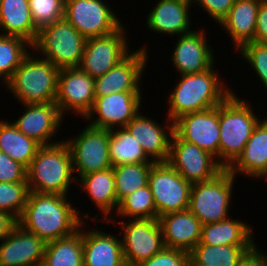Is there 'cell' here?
<instances>
[{
  "instance_id": "31",
  "label": "cell",
  "mask_w": 267,
  "mask_h": 266,
  "mask_svg": "<svg viewBox=\"0 0 267 266\" xmlns=\"http://www.w3.org/2000/svg\"><path fill=\"white\" fill-rule=\"evenodd\" d=\"M40 144L24 135L12 122L0 120V150L28 168Z\"/></svg>"
},
{
  "instance_id": "9",
  "label": "cell",
  "mask_w": 267,
  "mask_h": 266,
  "mask_svg": "<svg viewBox=\"0 0 267 266\" xmlns=\"http://www.w3.org/2000/svg\"><path fill=\"white\" fill-rule=\"evenodd\" d=\"M86 126L79 135L65 140L72 155L74 174L78 175L76 180L113 167L109 158L110 130Z\"/></svg>"
},
{
  "instance_id": "1",
  "label": "cell",
  "mask_w": 267,
  "mask_h": 266,
  "mask_svg": "<svg viewBox=\"0 0 267 266\" xmlns=\"http://www.w3.org/2000/svg\"><path fill=\"white\" fill-rule=\"evenodd\" d=\"M68 198L65 195L30 191L18 225L46 243L73 235L85 222L84 219L91 216L88 212L79 215L82 213L74 208Z\"/></svg>"
},
{
  "instance_id": "37",
  "label": "cell",
  "mask_w": 267,
  "mask_h": 266,
  "mask_svg": "<svg viewBox=\"0 0 267 266\" xmlns=\"http://www.w3.org/2000/svg\"><path fill=\"white\" fill-rule=\"evenodd\" d=\"M29 188L27 182H0V210L19 219L24 211Z\"/></svg>"
},
{
  "instance_id": "4",
  "label": "cell",
  "mask_w": 267,
  "mask_h": 266,
  "mask_svg": "<svg viewBox=\"0 0 267 266\" xmlns=\"http://www.w3.org/2000/svg\"><path fill=\"white\" fill-rule=\"evenodd\" d=\"M253 105L233 92L219 104V164L228 169L241 155L260 121Z\"/></svg>"
},
{
  "instance_id": "25",
  "label": "cell",
  "mask_w": 267,
  "mask_h": 266,
  "mask_svg": "<svg viewBox=\"0 0 267 266\" xmlns=\"http://www.w3.org/2000/svg\"><path fill=\"white\" fill-rule=\"evenodd\" d=\"M77 183L102 213V219L100 218L99 221L110 222L115 225L117 223L116 217L112 218V216H109L111 211L114 212V209L116 212L119 205L116 196L113 167L84 175Z\"/></svg>"
},
{
  "instance_id": "7",
  "label": "cell",
  "mask_w": 267,
  "mask_h": 266,
  "mask_svg": "<svg viewBox=\"0 0 267 266\" xmlns=\"http://www.w3.org/2000/svg\"><path fill=\"white\" fill-rule=\"evenodd\" d=\"M234 180L236 177L224 169L212 180L192 183L188 209L202 225L229 218Z\"/></svg>"
},
{
  "instance_id": "26",
  "label": "cell",
  "mask_w": 267,
  "mask_h": 266,
  "mask_svg": "<svg viewBox=\"0 0 267 266\" xmlns=\"http://www.w3.org/2000/svg\"><path fill=\"white\" fill-rule=\"evenodd\" d=\"M261 0H235L220 27L231 37L235 50L255 39L257 13Z\"/></svg>"
},
{
  "instance_id": "10",
  "label": "cell",
  "mask_w": 267,
  "mask_h": 266,
  "mask_svg": "<svg viewBox=\"0 0 267 266\" xmlns=\"http://www.w3.org/2000/svg\"><path fill=\"white\" fill-rule=\"evenodd\" d=\"M115 14L103 0H65L64 18L86 39L116 31L122 22Z\"/></svg>"
},
{
  "instance_id": "12",
  "label": "cell",
  "mask_w": 267,
  "mask_h": 266,
  "mask_svg": "<svg viewBox=\"0 0 267 266\" xmlns=\"http://www.w3.org/2000/svg\"><path fill=\"white\" fill-rule=\"evenodd\" d=\"M123 25L110 34L86 40L79 65L83 72L93 78L102 76L131 52L127 44V29Z\"/></svg>"
},
{
  "instance_id": "20",
  "label": "cell",
  "mask_w": 267,
  "mask_h": 266,
  "mask_svg": "<svg viewBox=\"0 0 267 266\" xmlns=\"http://www.w3.org/2000/svg\"><path fill=\"white\" fill-rule=\"evenodd\" d=\"M166 123V127L164 125L162 127V124L156 122L152 117L145 116L139 112L125 126L141 145L145 154L155 163L167 162L169 159L174 122L167 118Z\"/></svg>"
},
{
  "instance_id": "14",
  "label": "cell",
  "mask_w": 267,
  "mask_h": 266,
  "mask_svg": "<svg viewBox=\"0 0 267 266\" xmlns=\"http://www.w3.org/2000/svg\"><path fill=\"white\" fill-rule=\"evenodd\" d=\"M95 101V78L79 67L63 68L58 73L55 104L64 117L68 111L85 118Z\"/></svg>"
},
{
  "instance_id": "15",
  "label": "cell",
  "mask_w": 267,
  "mask_h": 266,
  "mask_svg": "<svg viewBox=\"0 0 267 266\" xmlns=\"http://www.w3.org/2000/svg\"><path fill=\"white\" fill-rule=\"evenodd\" d=\"M141 95V92H119L95 97L94 105L85 119L90 121L88 125L96 128H123L140 112Z\"/></svg>"
},
{
  "instance_id": "6",
  "label": "cell",
  "mask_w": 267,
  "mask_h": 266,
  "mask_svg": "<svg viewBox=\"0 0 267 266\" xmlns=\"http://www.w3.org/2000/svg\"><path fill=\"white\" fill-rule=\"evenodd\" d=\"M86 38L65 18L46 25L39 30L32 50L53 63L59 70L79 67Z\"/></svg>"
},
{
  "instance_id": "3",
  "label": "cell",
  "mask_w": 267,
  "mask_h": 266,
  "mask_svg": "<svg viewBox=\"0 0 267 266\" xmlns=\"http://www.w3.org/2000/svg\"><path fill=\"white\" fill-rule=\"evenodd\" d=\"M75 181L72 155L64 139L40 146L27 168L28 188L35 193L68 196Z\"/></svg>"
},
{
  "instance_id": "44",
  "label": "cell",
  "mask_w": 267,
  "mask_h": 266,
  "mask_svg": "<svg viewBox=\"0 0 267 266\" xmlns=\"http://www.w3.org/2000/svg\"><path fill=\"white\" fill-rule=\"evenodd\" d=\"M258 246L254 245L239 259L236 266H267V253L259 251Z\"/></svg>"
},
{
  "instance_id": "36",
  "label": "cell",
  "mask_w": 267,
  "mask_h": 266,
  "mask_svg": "<svg viewBox=\"0 0 267 266\" xmlns=\"http://www.w3.org/2000/svg\"><path fill=\"white\" fill-rule=\"evenodd\" d=\"M116 212L119 218L124 217V219H158L149 185L137 189L124 197L119 202Z\"/></svg>"
},
{
  "instance_id": "35",
  "label": "cell",
  "mask_w": 267,
  "mask_h": 266,
  "mask_svg": "<svg viewBox=\"0 0 267 266\" xmlns=\"http://www.w3.org/2000/svg\"><path fill=\"white\" fill-rule=\"evenodd\" d=\"M32 44L27 40L0 34V79L2 84L14 74L23 59L31 52ZM29 50V51H28Z\"/></svg>"
},
{
  "instance_id": "8",
  "label": "cell",
  "mask_w": 267,
  "mask_h": 266,
  "mask_svg": "<svg viewBox=\"0 0 267 266\" xmlns=\"http://www.w3.org/2000/svg\"><path fill=\"white\" fill-rule=\"evenodd\" d=\"M148 185L158 218L189 208L192 183L186 181L168 162L152 165Z\"/></svg>"
},
{
  "instance_id": "18",
  "label": "cell",
  "mask_w": 267,
  "mask_h": 266,
  "mask_svg": "<svg viewBox=\"0 0 267 266\" xmlns=\"http://www.w3.org/2000/svg\"><path fill=\"white\" fill-rule=\"evenodd\" d=\"M172 53L171 62L179 75L201 73L215 65L205 29L181 35Z\"/></svg>"
},
{
  "instance_id": "29",
  "label": "cell",
  "mask_w": 267,
  "mask_h": 266,
  "mask_svg": "<svg viewBox=\"0 0 267 266\" xmlns=\"http://www.w3.org/2000/svg\"><path fill=\"white\" fill-rule=\"evenodd\" d=\"M253 231L241 220H225L202 225L199 244L207 245H255Z\"/></svg>"
},
{
  "instance_id": "41",
  "label": "cell",
  "mask_w": 267,
  "mask_h": 266,
  "mask_svg": "<svg viewBox=\"0 0 267 266\" xmlns=\"http://www.w3.org/2000/svg\"><path fill=\"white\" fill-rule=\"evenodd\" d=\"M0 182H27V168L0 150Z\"/></svg>"
},
{
  "instance_id": "16",
  "label": "cell",
  "mask_w": 267,
  "mask_h": 266,
  "mask_svg": "<svg viewBox=\"0 0 267 266\" xmlns=\"http://www.w3.org/2000/svg\"><path fill=\"white\" fill-rule=\"evenodd\" d=\"M174 132L213 155L219 163V105L180 116L174 121Z\"/></svg>"
},
{
  "instance_id": "24",
  "label": "cell",
  "mask_w": 267,
  "mask_h": 266,
  "mask_svg": "<svg viewBox=\"0 0 267 266\" xmlns=\"http://www.w3.org/2000/svg\"><path fill=\"white\" fill-rule=\"evenodd\" d=\"M83 228V266H125L122 240L102 230ZM120 238V239H119Z\"/></svg>"
},
{
  "instance_id": "39",
  "label": "cell",
  "mask_w": 267,
  "mask_h": 266,
  "mask_svg": "<svg viewBox=\"0 0 267 266\" xmlns=\"http://www.w3.org/2000/svg\"><path fill=\"white\" fill-rule=\"evenodd\" d=\"M241 58L247 61L253 71L256 72L258 79L267 89V44L255 41L243 45L238 50ZM267 91V90H266Z\"/></svg>"
},
{
  "instance_id": "32",
  "label": "cell",
  "mask_w": 267,
  "mask_h": 266,
  "mask_svg": "<svg viewBox=\"0 0 267 266\" xmlns=\"http://www.w3.org/2000/svg\"><path fill=\"white\" fill-rule=\"evenodd\" d=\"M253 246L198 244L190 252V266H236Z\"/></svg>"
},
{
  "instance_id": "46",
  "label": "cell",
  "mask_w": 267,
  "mask_h": 266,
  "mask_svg": "<svg viewBox=\"0 0 267 266\" xmlns=\"http://www.w3.org/2000/svg\"><path fill=\"white\" fill-rule=\"evenodd\" d=\"M264 180L266 179L267 180V170L263 173V175L260 177V180L263 179Z\"/></svg>"
},
{
  "instance_id": "23",
  "label": "cell",
  "mask_w": 267,
  "mask_h": 266,
  "mask_svg": "<svg viewBox=\"0 0 267 266\" xmlns=\"http://www.w3.org/2000/svg\"><path fill=\"white\" fill-rule=\"evenodd\" d=\"M190 0H158L147 14V28L160 34L181 36L192 32L190 28Z\"/></svg>"
},
{
  "instance_id": "27",
  "label": "cell",
  "mask_w": 267,
  "mask_h": 266,
  "mask_svg": "<svg viewBox=\"0 0 267 266\" xmlns=\"http://www.w3.org/2000/svg\"><path fill=\"white\" fill-rule=\"evenodd\" d=\"M232 175L260 178L267 170V118L260 120L237 160L227 169Z\"/></svg>"
},
{
  "instance_id": "19",
  "label": "cell",
  "mask_w": 267,
  "mask_h": 266,
  "mask_svg": "<svg viewBox=\"0 0 267 266\" xmlns=\"http://www.w3.org/2000/svg\"><path fill=\"white\" fill-rule=\"evenodd\" d=\"M22 105L25 110L22 116L13 122V125L41 146L59 142L51 140L56 136L57 130H60L59 127L65 119L60 114L58 106L55 103Z\"/></svg>"
},
{
  "instance_id": "5",
  "label": "cell",
  "mask_w": 267,
  "mask_h": 266,
  "mask_svg": "<svg viewBox=\"0 0 267 266\" xmlns=\"http://www.w3.org/2000/svg\"><path fill=\"white\" fill-rule=\"evenodd\" d=\"M35 56L30 52L23 59L5 88L21 104L55 103L59 69L42 56Z\"/></svg>"
},
{
  "instance_id": "43",
  "label": "cell",
  "mask_w": 267,
  "mask_h": 266,
  "mask_svg": "<svg viewBox=\"0 0 267 266\" xmlns=\"http://www.w3.org/2000/svg\"><path fill=\"white\" fill-rule=\"evenodd\" d=\"M254 41L267 44V0H261L258 9Z\"/></svg>"
},
{
  "instance_id": "13",
  "label": "cell",
  "mask_w": 267,
  "mask_h": 266,
  "mask_svg": "<svg viewBox=\"0 0 267 266\" xmlns=\"http://www.w3.org/2000/svg\"><path fill=\"white\" fill-rule=\"evenodd\" d=\"M167 162L191 183L212 180L224 170L213 155L182 140L175 132L171 137Z\"/></svg>"
},
{
  "instance_id": "2",
  "label": "cell",
  "mask_w": 267,
  "mask_h": 266,
  "mask_svg": "<svg viewBox=\"0 0 267 266\" xmlns=\"http://www.w3.org/2000/svg\"><path fill=\"white\" fill-rule=\"evenodd\" d=\"M213 65L201 73L183 74L168 98L167 117L175 121L180 116L217 107L233 91L224 85ZM216 71V72H215Z\"/></svg>"
},
{
  "instance_id": "30",
  "label": "cell",
  "mask_w": 267,
  "mask_h": 266,
  "mask_svg": "<svg viewBox=\"0 0 267 266\" xmlns=\"http://www.w3.org/2000/svg\"><path fill=\"white\" fill-rule=\"evenodd\" d=\"M83 225L73 235L46 243L43 266H83Z\"/></svg>"
},
{
  "instance_id": "17",
  "label": "cell",
  "mask_w": 267,
  "mask_h": 266,
  "mask_svg": "<svg viewBox=\"0 0 267 266\" xmlns=\"http://www.w3.org/2000/svg\"><path fill=\"white\" fill-rule=\"evenodd\" d=\"M147 45L131 51L104 75L95 78V97L119 92H142L140 81L148 62Z\"/></svg>"
},
{
  "instance_id": "21",
  "label": "cell",
  "mask_w": 267,
  "mask_h": 266,
  "mask_svg": "<svg viewBox=\"0 0 267 266\" xmlns=\"http://www.w3.org/2000/svg\"><path fill=\"white\" fill-rule=\"evenodd\" d=\"M0 242V266L42 265L46 242L20 225Z\"/></svg>"
},
{
  "instance_id": "22",
  "label": "cell",
  "mask_w": 267,
  "mask_h": 266,
  "mask_svg": "<svg viewBox=\"0 0 267 266\" xmlns=\"http://www.w3.org/2000/svg\"><path fill=\"white\" fill-rule=\"evenodd\" d=\"M158 220L165 248L190 253L199 244L202 223L189 209L164 214Z\"/></svg>"
},
{
  "instance_id": "42",
  "label": "cell",
  "mask_w": 267,
  "mask_h": 266,
  "mask_svg": "<svg viewBox=\"0 0 267 266\" xmlns=\"http://www.w3.org/2000/svg\"><path fill=\"white\" fill-rule=\"evenodd\" d=\"M204 9L206 13L215 21L220 24L222 20L228 15L230 9L234 5L235 0H190Z\"/></svg>"
},
{
  "instance_id": "33",
  "label": "cell",
  "mask_w": 267,
  "mask_h": 266,
  "mask_svg": "<svg viewBox=\"0 0 267 266\" xmlns=\"http://www.w3.org/2000/svg\"><path fill=\"white\" fill-rule=\"evenodd\" d=\"M109 158L113 167L128 163H155L125 127L110 130Z\"/></svg>"
},
{
  "instance_id": "40",
  "label": "cell",
  "mask_w": 267,
  "mask_h": 266,
  "mask_svg": "<svg viewBox=\"0 0 267 266\" xmlns=\"http://www.w3.org/2000/svg\"><path fill=\"white\" fill-rule=\"evenodd\" d=\"M135 266H190V253L164 248L150 259L141 261Z\"/></svg>"
},
{
  "instance_id": "45",
  "label": "cell",
  "mask_w": 267,
  "mask_h": 266,
  "mask_svg": "<svg viewBox=\"0 0 267 266\" xmlns=\"http://www.w3.org/2000/svg\"><path fill=\"white\" fill-rule=\"evenodd\" d=\"M18 225V219L9 212L0 210V241L7 237Z\"/></svg>"
},
{
  "instance_id": "28",
  "label": "cell",
  "mask_w": 267,
  "mask_h": 266,
  "mask_svg": "<svg viewBox=\"0 0 267 266\" xmlns=\"http://www.w3.org/2000/svg\"><path fill=\"white\" fill-rule=\"evenodd\" d=\"M0 30L4 31L0 34L35 43L39 29L32 19L28 0H0Z\"/></svg>"
},
{
  "instance_id": "11",
  "label": "cell",
  "mask_w": 267,
  "mask_h": 266,
  "mask_svg": "<svg viewBox=\"0 0 267 266\" xmlns=\"http://www.w3.org/2000/svg\"><path fill=\"white\" fill-rule=\"evenodd\" d=\"M122 248L125 264L135 266L150 259L164 248L162 229L158 219H135L122 221Z\"/></svg>"
},
{
  "instance_id": "38",
  "label": "cell",
  "mask_w": 267,
  "mask_h": 266,
  "mask_svg": "<svg viewBox=\"0 0 267 266\" xmlns=\"http://www.w3.org/2000/svg\"><path fill=\"white\" fill-rule=\"evenodd\" d=\"M35 26L42 27L64 18L65 0H28Z\"/></svg>"
},
{
  "instance_id": "34",
  "label": "cell",
  "mask_w": 267,
  "mask_h": 266,
  "mask_svg": "<svg viewBox=\"0 0 267 266\" xmlns=\"http://www.w3.org/2000/svg\"><path fill=\"white\" fill-rule=\"evenodd\" d=\"M154 163H128L113 167L117 201L148 185V177Z\"/></svg>"
}]
</instances>
